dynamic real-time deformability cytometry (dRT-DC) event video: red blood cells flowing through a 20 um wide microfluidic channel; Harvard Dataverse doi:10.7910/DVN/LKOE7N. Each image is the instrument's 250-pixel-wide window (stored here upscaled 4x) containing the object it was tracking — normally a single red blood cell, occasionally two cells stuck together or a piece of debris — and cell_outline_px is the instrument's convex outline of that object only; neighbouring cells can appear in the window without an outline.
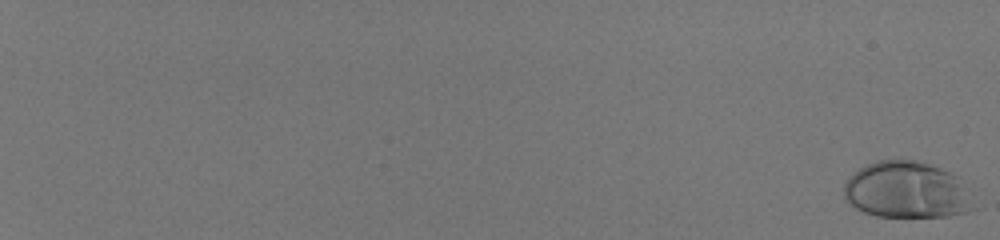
{"species": "human", "species_latin": "Homo sapiens", "temperature_condition": "room temperature", "stored_images_in_passage": 57, "camera_frame_rate_fps": 3000, "um_per_image_px": 0.085, "donor": {"sex": "male"}, "frame": {"image": 1, "passage_image": 1, "time_ms": 0.0, "image_size_px": [1000, 240], "cell_outline_px": [[976, 208], [964, 212], [948, 216], [876, 216], [864, 212], [856, 208], [844, 200], [844, 184], [860, 168], [876, 160], [916, 160], [940, 168], [956, 176]], "centroid_in_image_um": [77.03, 16.16], "position_along_channel_um": 8.0, "area_um2": 42.08}}
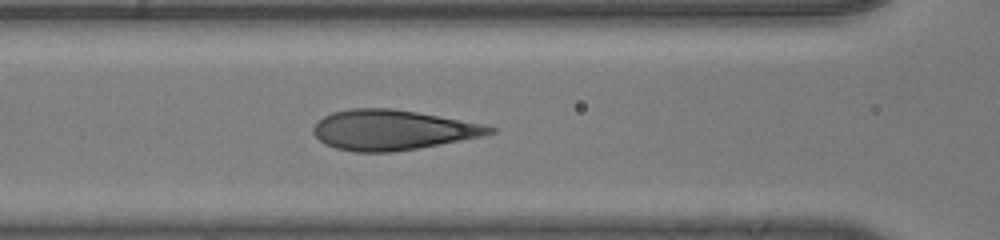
{"frame": {"image": 2, "passage_image": 32, "time_ms": 10.333, "image_size_px": [1000, 240], "cell_outline_px": [[500, 128], [496, 132], [480, 136], [460, 140], [416, 148], [392, 152], [356, 152], [336, 148], [324, 144], [312, 132], [312, 128], [316, 120], [332, 112], [348, 108], [392, 108], [416, 112], [484, 124]], "centroid_in_image_um": [33.31, 11.03], "position_along_channel_um": 133.3, "area_um2": 41.15}}
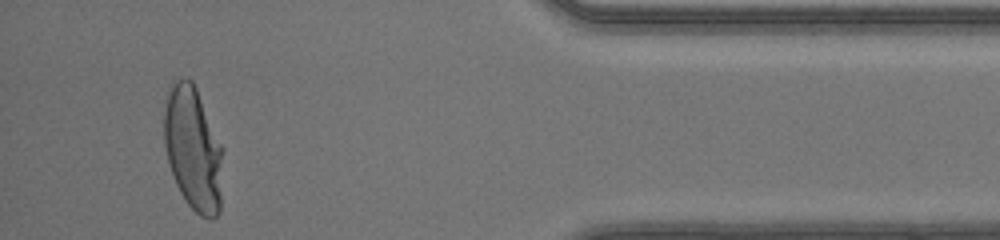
{"frame": {"image": 3, "passage_image": 55, "time_ms": 18.0, "image_size_px": [1000, 240], "cell_outline_px": [[224, 148], [220, 212], [212, 220], [200, 216], [188, 204], [180, 192], [176, 184], [168, 160], [164, 144], [164, 108], [168, 84], [176, 80], [192, 80], [196, 88]], "centroid_in_image_um": [16.43, 12.65], "position_along_channel_um": 418.8, "area_um2": 42.95}, "authors_computed_cell_mechanics": {"area_um2": 41.9628, "velocity_mm_per_s": 4.1397, "shape_relaxation_time_tau1_ms": 4.9754, "shape_relaxation_time_tau2_ms": null, "deformation_change_tau1": 0.2437, "deformation_change_tau2": null}}